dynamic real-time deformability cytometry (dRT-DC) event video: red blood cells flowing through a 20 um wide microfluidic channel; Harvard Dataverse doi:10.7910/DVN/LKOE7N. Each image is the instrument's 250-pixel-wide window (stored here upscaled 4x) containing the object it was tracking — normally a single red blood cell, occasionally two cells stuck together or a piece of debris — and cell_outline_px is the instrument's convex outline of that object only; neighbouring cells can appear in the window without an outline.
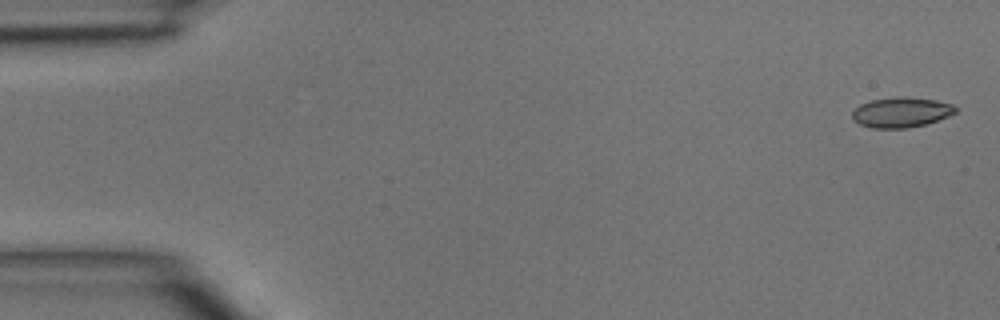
{"species": "common noctule bat (a hibernating species)", "species_latin": "Nyctalus noctula", "temperature_condition": "room temperature", "stored_images_in_passage": 46, "camera_frame_rate_fps": 3000, "um_per_image_px": 0.085, "animal": {"sex": "male", "body_mass_g": 15.6}, "frame": {"image": 1, "passage_image": 1, "time_ms": 0.0, "image_size_px": [1000, 320], "cell_outline_px": [[956, 112], [948, 116], [924, 124], [908, 128], [872, 128], [860, 124], [852, 116], [852, 112], [860, 104], [872, 100], [896, 96], [904, 96], [936, 100], [952, 104], [956, 108]], "centroid_in_image_um": [76.6, 9.53], "position_along_channel_um": 8.4, "area_um2": 17.98}}
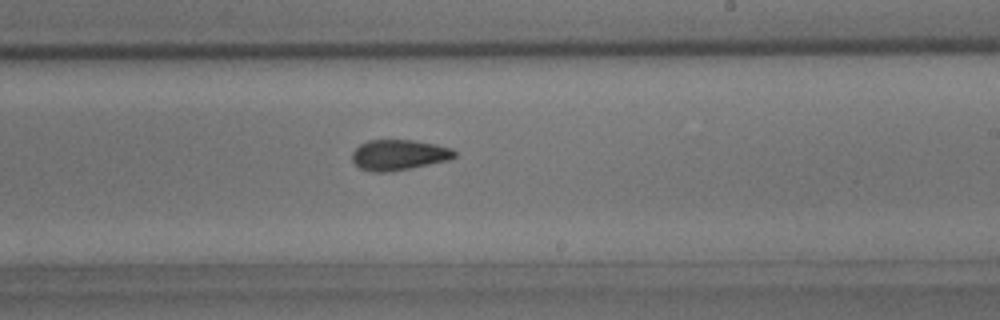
{"frame": {"image": 2, "passage_image": 27, "time_ms": 8.667, "image_size_px": [1000, 320], "cell_outline_px": [[456, 156], [448, 160], [408, 168], [384, 172], [372, 172], [360, 168], [352, 160], [352, 152], [360, 144], [368, 140], [416, 140], [436, 144], [452, 148], [456, 152]], "centroid_in_image_um": [33.9, 13.15], "position_along_channel_um": 255.1, "area_um2": 18.09}}
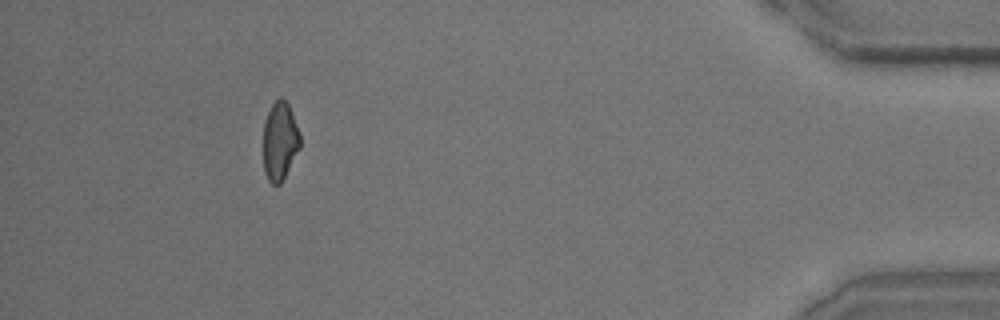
{"frame": {"image": 3, "passage_image": 42, "time_ms": 13.667, "image_size_px": [1000, 320], "cell_outline_px": [[300, 148], [280, 184], [272, 184], [268, 180], [264, 172], [264, 120], [272, 104], [280, 96], [288, 104], [300, 132]], "centroid_in_image_um": [23.79, 11.99], "position_along_channel_um": 411.4, "area_um2": 16.7}}